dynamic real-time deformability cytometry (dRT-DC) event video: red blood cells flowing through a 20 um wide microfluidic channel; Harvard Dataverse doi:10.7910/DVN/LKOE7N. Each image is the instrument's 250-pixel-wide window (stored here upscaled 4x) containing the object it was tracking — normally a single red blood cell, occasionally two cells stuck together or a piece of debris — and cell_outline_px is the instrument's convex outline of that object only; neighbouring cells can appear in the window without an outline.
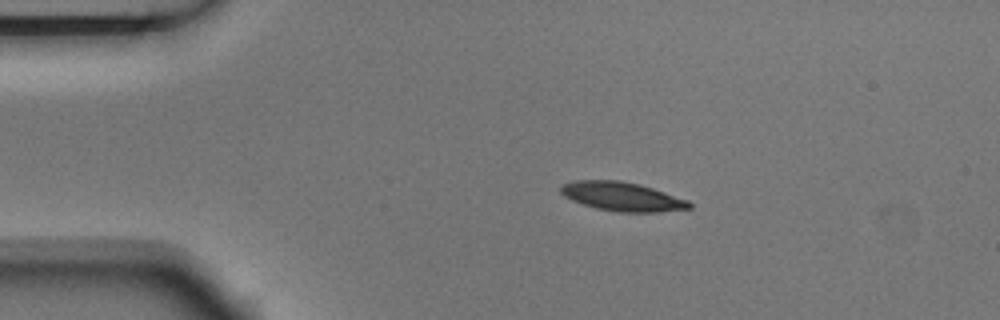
{"species": "Egyptian fruit bat (a non-hibernating species)", "species_latin": "Rousettus aegyptiacus", "temperature_condition": "room temperature", "stored_images_in_passage": 8, "camera_frame_rate_fps": 3000, "um_per_image_px": 0.085, "animal": {"sex": "male"}, "frame": {"image": 1, "passage_image": 1, "time_ms": 0.0, "image_size_px": [1000, 320], "cell_outline_px": [[692, 208], [660, 212], [616, 212], [596, 208], [572, 200], [564, 196], [560, 192], [560, 188], [564, 184], [576, 180], [620, 180], [640, 184], [688, 200], [692, 204]], "centroid_in_image_um": [52.9, 16.71], "position_along_channel_um": 32.1, "area_um2": 21.62}}
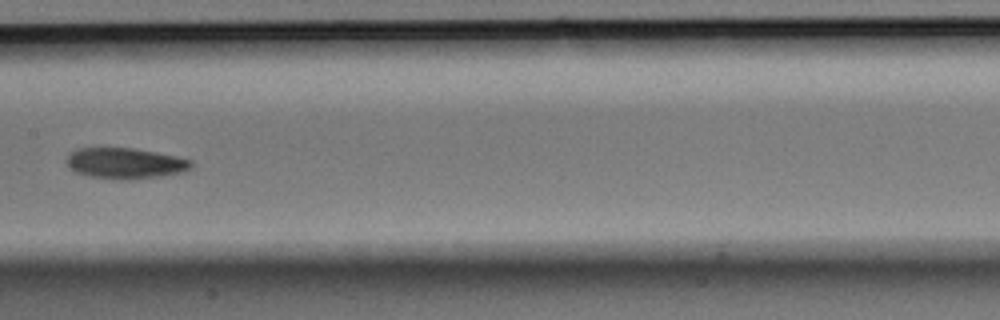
{"frame": {"image": 2, "passage_image": 5, "time_ms": 1.333, "image_size_px": [1000, 320], "cell_outline_px": [[192, 168], [184, 172], [160, 176], [128, 180], [120, 180], [92, 176], [76, 172], [68, 168], [64, 160], [76, 148], [132, 148], [156, 152], [176, 156], [192, 160]], "centroid_in_image_um": [10.64, 13.88], "position_along_channel_um": 196.8, "area_um2": 22.48}}
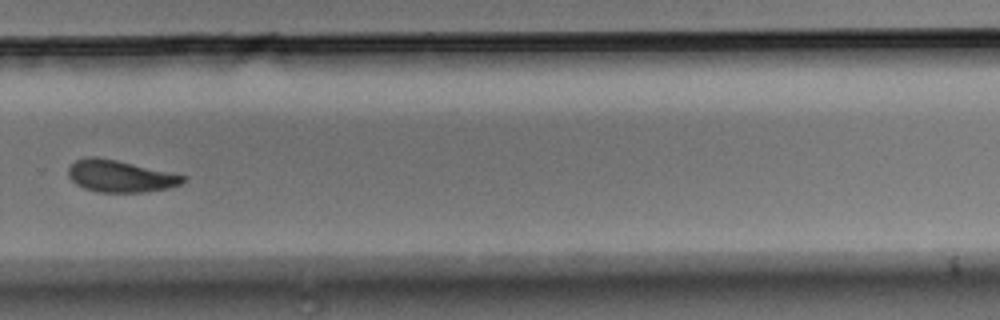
{"frame": {"image": 3, "passage_image": 8, "time_ms": 2.333, "image_size_px": [1000, 320], "cell_outline_px": [[188, 180], [180, 184], [168, 188], [144, 192], [96, 192], [84, 188], [76, 184], [68, 176], [68, 168], [76, 160], [88, 156], [96, 156], [116, 160], [188, 176]], "centroid_in_image_um": [10.22, 14.97], "position_along_channel_um": 319.6, "area_um2": 21.39}}